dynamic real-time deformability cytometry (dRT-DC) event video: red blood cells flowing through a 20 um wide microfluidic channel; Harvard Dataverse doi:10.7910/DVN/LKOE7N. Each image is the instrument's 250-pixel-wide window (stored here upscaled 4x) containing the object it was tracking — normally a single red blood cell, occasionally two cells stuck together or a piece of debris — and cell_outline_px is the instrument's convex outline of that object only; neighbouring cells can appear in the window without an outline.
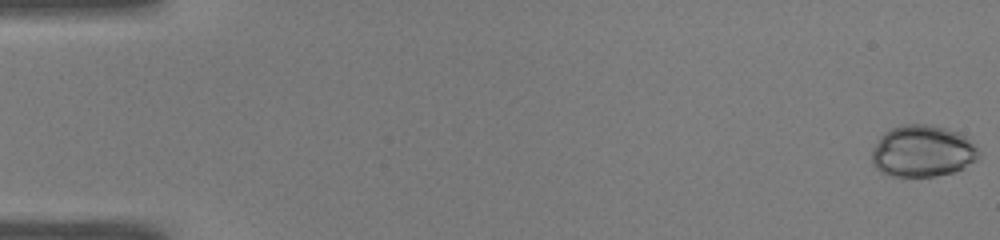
{"species": "common noctule bat (a hibernating species)", "species_latin": "Nyctalus noctula", "temperature_condition": "warm", "stored_images_in_passage": 50, "camera_frame_rate_fps": 3000, "um_per_image_px": 0.085, "animal": {"sex": "male", "body_mass_g": 19.0, "forearm_length_mm": 50.8}, "frame": {"image": 1, "passage_image": 1, "time_ms": 0.0, "image_size_px": [1000, 240], "cell_outline_px": [[980, 156], [976, 160], [964, 168], [956, 172], [936, 176], [888, 176], [880, 172], [872, 164], [872, 148], [880, 136], [884, 132], [892, 128], [904, 124], [924, 124], [944, 128], [960, 132], [980, 152]], "centroid_in_image_um": [78.39, 12.86], "position_along_channel_um": 6.6, "area_um2": 32.37}}
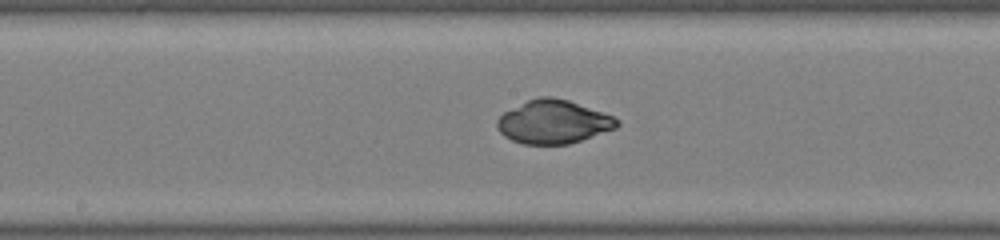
{"frame": {"image": 2, "passage_image": 27, "time_ms": 8.667, "image_size_px": [1000, 240], "cell_outline_px": [[620, 124], [616, 128], [568, 144], [524, 144], [512, 140], [504, 136], [496, 128], [496, 120], [504, 112], [528, 100], [540, 96], [552, 96], [568, 100], [612, 116], [620, 120]], "centroid_in_image_um": [47.01, 10.36], "position_along_channel_um": 201.2, "area_um2": 30.11}}
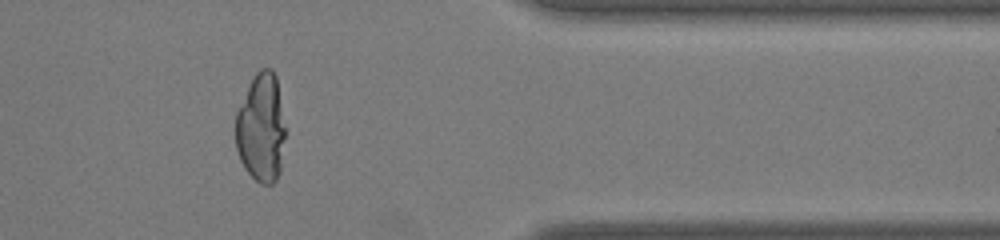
{"frame": {"image": 3, "passage_image": 42, "time_ms": 13.667, "image_size_px": [1000, 240], "cell_outline_px": [[284, 136], [280, 172], [276, 180], [272, 184], [260, 184], [244, 168], [240, 160], [236, 148], [236, 112], [252, 76], [260, 68], [272, 68], [276, 76], [284, 128]], "centroid_in_image_um": [22.17, 10.87], "position_along_channel_um": 389.2, "area_um2": 31.39}}